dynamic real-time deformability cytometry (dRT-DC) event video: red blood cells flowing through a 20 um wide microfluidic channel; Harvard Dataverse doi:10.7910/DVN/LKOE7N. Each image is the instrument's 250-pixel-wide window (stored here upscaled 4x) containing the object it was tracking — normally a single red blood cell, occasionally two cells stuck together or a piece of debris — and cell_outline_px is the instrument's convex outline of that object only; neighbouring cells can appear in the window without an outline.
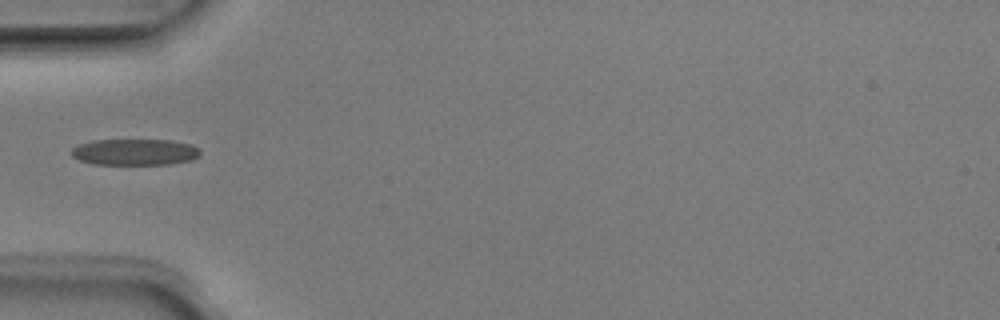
{"species": "Egyptian fruit bat (a non-hibernating species)", "species_latin": "Rousettus aegyptiacus", "temperature_condition": "room temperature", "stored_images_in_passage": 6, "camera_frame_rate_fps": 3000, "um_per_image_px": 0.085, "animal": {"sex": "male"}, "frame": {"image": 1, "passage_image": 4, "time_ms": 1.0, "image_size_px": [1000, 320], "cell_outline_px": [[200, 156], [192, 160], [168, 164], [92, 164], [80, 160], [72, 156], [72, 148], [80, 144], [92, 140], [172, 140], [192, 144], [200, 148]], "centroid_in_image_um": [11.5, 12.92], "position_along_channel_um": 73.5, "area_um2": 19.83}}
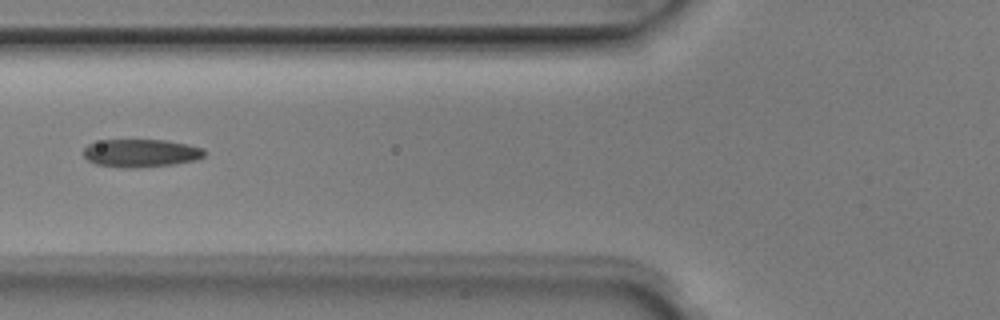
{"frame": {"image": 2, "passage_image": 5, "time_ms": 1.333, "image_size_px": [1000, 320], "cell_outline_px": [[204, 156], [196, 160], [172, 164], [136, 168], [124, 168], [96, 164], [88, 160], [84, 156], [84, 148], [88, 144], [104, 140], [164, 140], [188, 144], [204, 148]], "centroid_in_image_um": [11.98, 13.01], "position_along_channel_um": 113.8, "area_um2": 19.65}}
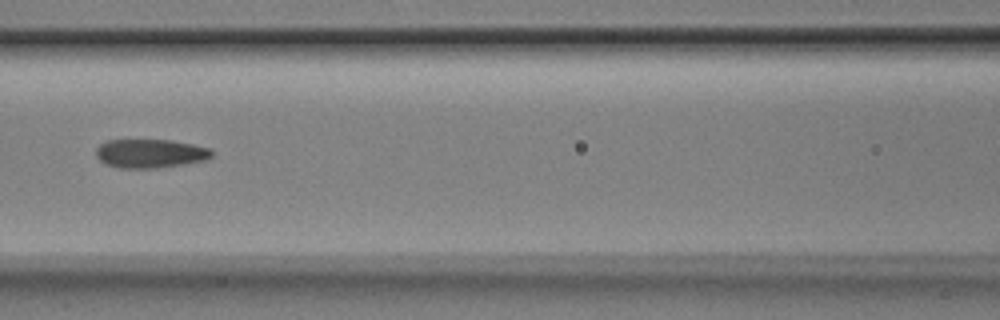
{"frame": {"image": 3, "passage_image": 6, "time_ms": 1.667, "image_size_px": [1000, 320], "cell_outline_px": [[212, 156], [204, 160], [184, 164], [156, 168], [116, 168], [104, 164], [96, 156], [96, 148], [100, 144], [108, 140], [172, 140], [212, 148]], "centroid_in_image_um": [12.75, 13.05], "position_along_channel_um": 153.8, "area_um2": 19.54}}